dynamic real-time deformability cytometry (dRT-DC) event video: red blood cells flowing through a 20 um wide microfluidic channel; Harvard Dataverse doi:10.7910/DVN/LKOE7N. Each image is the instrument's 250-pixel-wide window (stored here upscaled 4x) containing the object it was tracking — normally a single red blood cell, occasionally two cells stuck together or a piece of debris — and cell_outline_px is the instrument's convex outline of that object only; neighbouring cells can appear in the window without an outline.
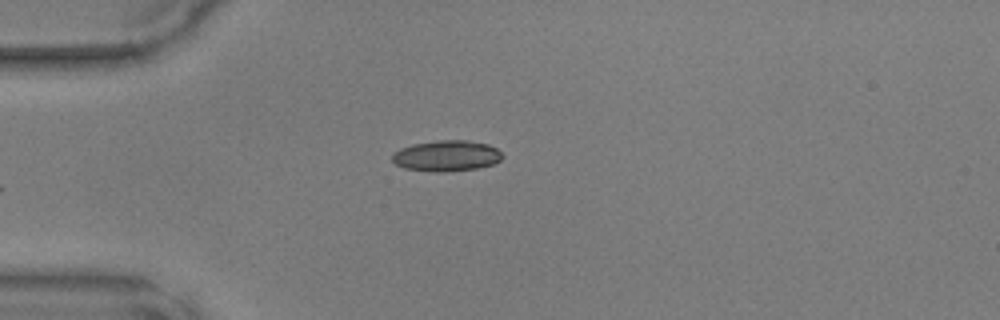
{"species": "common noctule bat (a hibernating species)", "species_latin": "Nyctalus noctula", "temperature_condition": "warm", "stored_images_in_passage": 27, "camera_frame_rate_fps": 3000, "um_per_image_px": 0.085, "animal": {"sex": "male", "body_mass_g": 17.9, "forearm_length_mm": 54.2}, "frame": {"image": 1, "passage_image": 1, "time_ms": 0.0, "image_size_px": [1000, 320], "cell_outline_px": [[504, 156], [500, 160], [492, 164], [476, 168], [444, 172], [436, 172], [404, 168], [396, 164], [392, 160], [392, 152], [400, 148], [412, 144], [436, 140], [468, 140], [488, 144], [496, 148]], "centroid_in_image_um": [37.93, 13.23], "position_along_channel_um": 47.1, "area_um2": 19.88}}
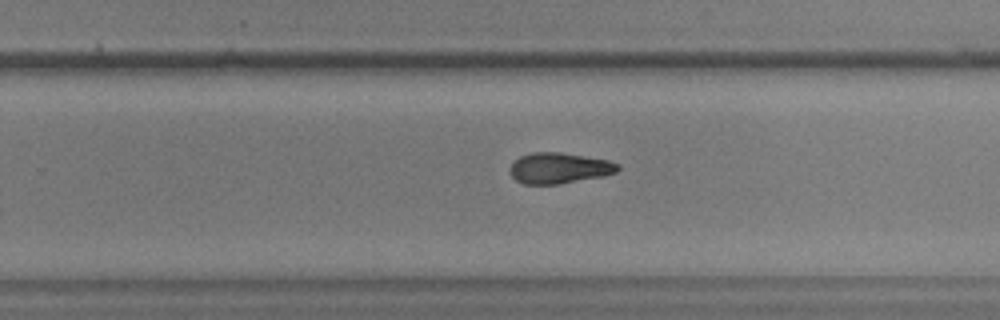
{"frame": {"image": 2, "passage_image": 19, "time_ms": 6.0, "image_size_px": [1000, 320], "cell_outline_px": [[620, 168], [616, 172], [604, 176], [560, 184], [524, 184], [516, 180], [508, 172], [508, 168], [520, 156], [532, 152], [560, 152], [608, 160], [620, 164]], "centroid_in_image_um": [47.52, 14.29], "position_along_channel_um": 282.3, "area_um2": 19.48}}
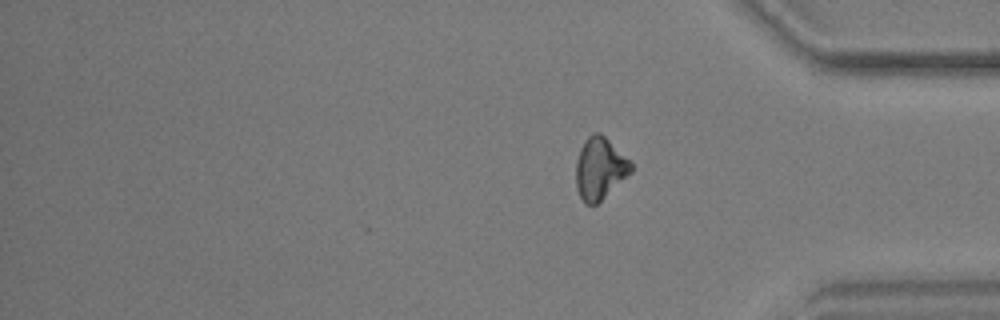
{"frame": {"image": 3, "passage_image": 27, "time_ms": 8.667, "image_size_px": [1000, 320], "cell_outline_px": [[632, 172], [596, 204], [584, 204], [576, 188], [576, 160], [580, 148], [584, 140], [592, 132], [600, 132], [632, 160]], "centroid_in_image_um": [50.99, 14.28], "position_along_channel_um": 384.2, "area_um2": 20.06}}